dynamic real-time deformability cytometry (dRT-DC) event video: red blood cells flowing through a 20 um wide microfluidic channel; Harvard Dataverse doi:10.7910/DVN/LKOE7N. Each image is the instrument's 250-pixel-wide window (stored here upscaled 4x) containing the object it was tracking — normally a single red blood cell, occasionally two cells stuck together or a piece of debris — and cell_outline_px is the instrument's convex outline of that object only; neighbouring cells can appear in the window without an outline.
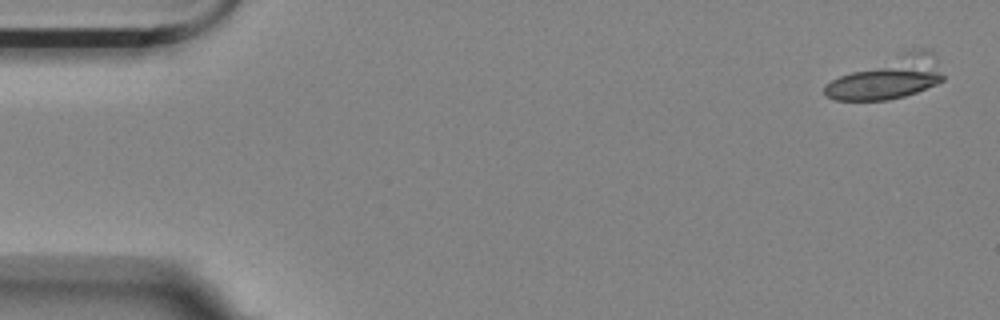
{"species": "Egyptian fruit bat (a non-hibernating species)", "species_latin": "Rousettus aegyptiacus", "temperature_condition": "room temperature", "stored_images_in_passage": 4, "camera_frame_rate_fps": 3000, "um_per_image_px": 0.085, "animal": {"sex": "female"}, "frame": {"image": 1, "passage_image": 1, "time_ms": 0.0, "image_size_px": [1000, 320], "cell_outline_px": [[944, 80], [936, 84], [916, 92], [904, 96], [888, 100], [836, 100], [828, 96], [824, 92], [824, 84], [840, 76], [920, 48], [932, 52], [936, 56], [944, 76]], "centroid_in_image_um": [75.52, 6.65], "position_along_channel_um": 9.5, "area_um2": 28.09}}